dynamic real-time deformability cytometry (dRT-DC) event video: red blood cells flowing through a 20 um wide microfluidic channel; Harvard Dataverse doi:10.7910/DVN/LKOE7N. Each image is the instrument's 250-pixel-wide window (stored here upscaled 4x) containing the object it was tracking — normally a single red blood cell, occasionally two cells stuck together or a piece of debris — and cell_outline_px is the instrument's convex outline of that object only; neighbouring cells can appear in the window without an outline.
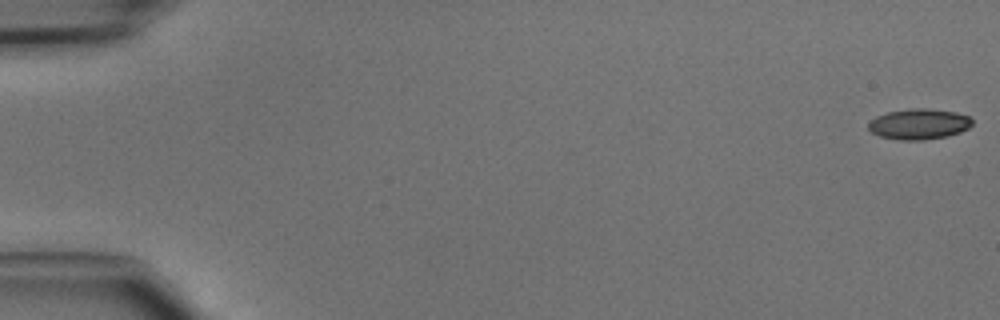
{"species": "common noctule bat (a hibernating species)", "species_latin": "Nyctalus noctula", "temperature_condition": "cold", "stored_images_in_passage": 47, "camera_frame_rate_fps": 3000, "um_per_image_px": 0.085, "animal": {"sex": "male", "body_mass_g": 15.6}, "frame": {"image": 1, "passage_image": 1, "time_ms": 0.0, "image_size_px": [1000, 320], "cell_outline_px": [[972, 124], [968, 128], [960, 132], [948, 136], [924, 140], [900, 140], [880, 136], [872, 132], [868, 128], [868, 124], [876, 116], [888, 112], [912, 108], [928, 108], [956, 112], [968, 116], [972, 120]], "centroid_in_image_um": [78.12, 10.54], "position_along_channel_um": 6.9, "area_um2": 18.5}}
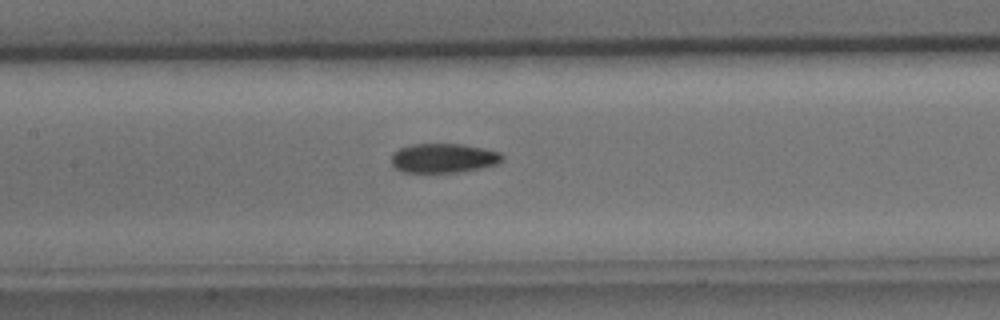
{"frame": {"image": 2, "passage_image": 23, "time_ms": 7.333, "image_size_px": [1000, 320], "cell_outline_px": [[504, 160], [500, 164], [460, 172], [400, 172], [392, 164], [392, 152], [400, 148], [412, 144], [460, 144], [484, 148], [500, 152], [504, 156]], "centroid_in_image_um": [37.73, 13.44], "position_along_channel_um": 169.7, "area_um2": 19.13}}
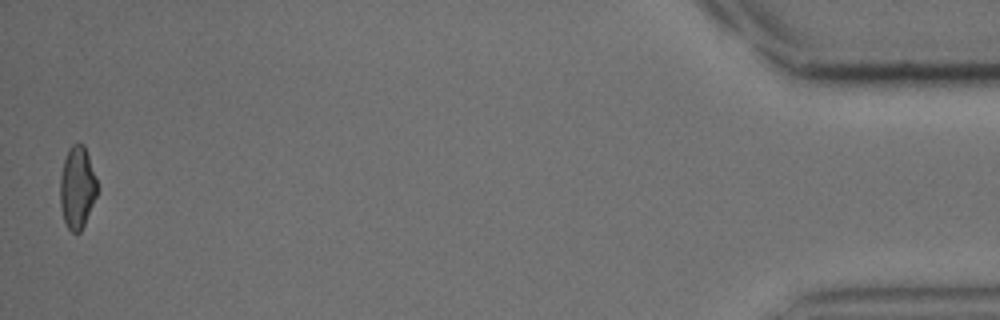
{"frame": {"image": 3, "passage_image": 47, "time_ms": 15.333, "image_size_px": [1000, 320], "cell_outline_px": [[96, 196], [84, 224], [80, 232], [72, 232], [68, 228], [64, 220], [60, 204], [60, 176], [64, 160], [68, 148], [72, 144], [84, 144], [96, 176]], "centroid_in_image_um": [6.55, 15.91], "position_along_channel_um": 428.7, "area_um2": 17.57}}